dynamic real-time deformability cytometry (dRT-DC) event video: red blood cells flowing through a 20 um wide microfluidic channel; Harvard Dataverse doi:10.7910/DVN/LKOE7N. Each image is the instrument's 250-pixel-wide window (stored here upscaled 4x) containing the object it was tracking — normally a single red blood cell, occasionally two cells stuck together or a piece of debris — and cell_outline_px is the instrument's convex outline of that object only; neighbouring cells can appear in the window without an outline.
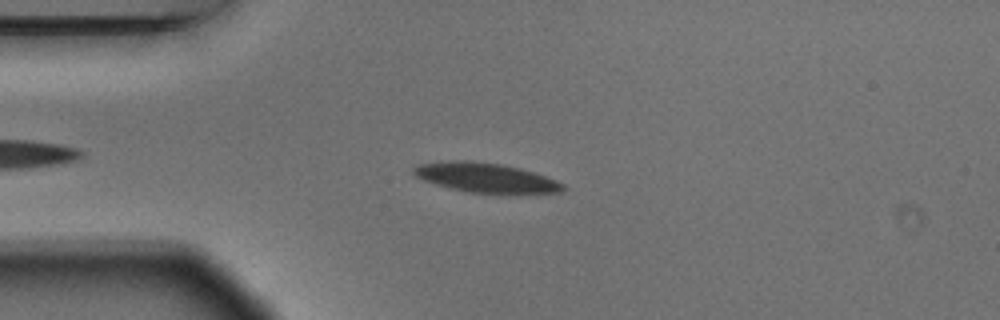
{"species": "Egyptian fruit bat (a non-hibernating species)", "species_latin": "Rousettus aegyptiacus", "temperature_condition": "warm", "stored_images_in_passage": 5, "camera_frame_rate_fps": 3000, "um_per_image_px": 0.085, "animal": {"sex": "male"}, "frame": {"image": 1, "passage_image": 4, "time_ms": 1.0, "image_size_px": [1000, 320], "cell_outline_px": [[568, 188], [560, 192], [468, 192], [448, 188], [424, 180], [416, 176], [412, 172], [412, 168], [420, 164], [452, 160], [468, 160], [500, 164], [520, 168], [556, 180], [564, 184]], "centroid_in_image_um": [41.25, 15.08], "position_along_channel_um": 43.8, "area_um2": 25.14}}